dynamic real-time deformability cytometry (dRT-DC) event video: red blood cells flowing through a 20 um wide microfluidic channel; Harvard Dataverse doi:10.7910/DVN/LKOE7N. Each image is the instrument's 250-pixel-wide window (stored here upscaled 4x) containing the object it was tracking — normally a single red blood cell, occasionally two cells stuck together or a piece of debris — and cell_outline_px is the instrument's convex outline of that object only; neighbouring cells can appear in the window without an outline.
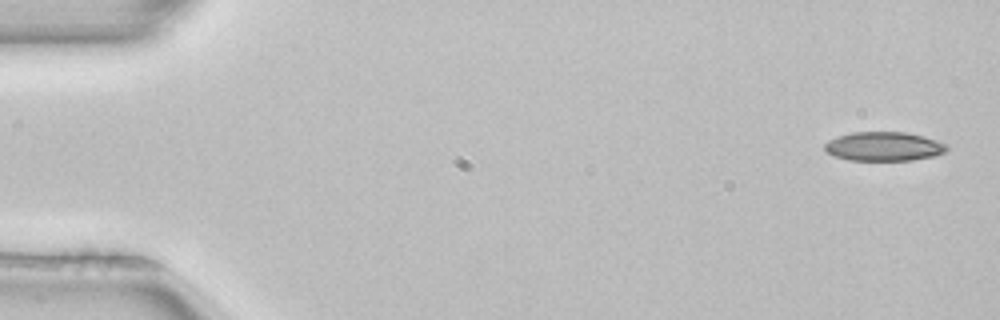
{"species": "common noctule bat (a hibernating species)", "species_latin": "Nyctalus noctula", "temperature_condition": "room temperature", "stored_images_in_passage": 4, "camera_frame_rate_fps": 3000, "um_per_image_px": 0.085, "animal": {"sex": "female", "body_mass_g": 22.7, "forearm_length_mm": 54.2}, "frame": {"image": 1, "passage_image": 1, "time_ms": 0.0, "image_size_px": [1000, 320], "cell_outline_px": [[948, 148], [944, 152], [932, 156], [912, 160], [848, 160], [836, 156], [828, 152], [824, 148], [824, 144], [828, 140], [852, 132], [904, 132], [924, 136], [948, 144]], "centroid_in_image_um": [75.14, 12.44], "position_along_channel_um": 9.9, "area_um2": 20.52}}
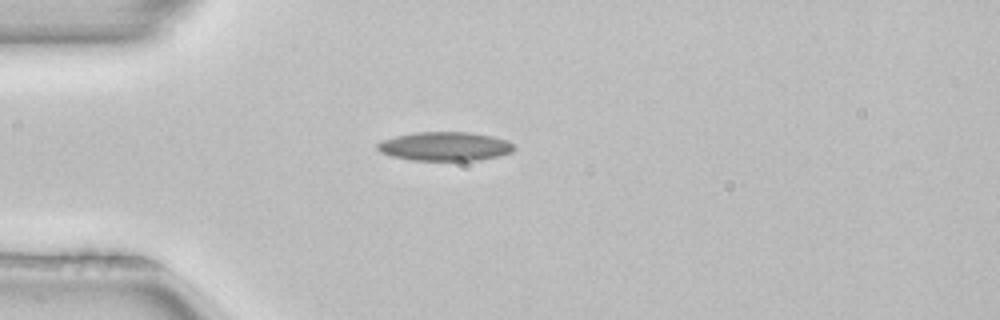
{"frame": {"image": 2, "passage_image": 4, "time_ms": 1.0, "image_size_px": [1000, 320], "cell_outline_px": [[516, 148], [512, 152], [500, 156], [476, 160], [412, 160], [392, 156], [380, 152], [376, 148], [376, 144], [384, 140], [396, 136], [416, 132], [468, 132], [492, 136], [508, 140], [516, 144]], "centroid_in_image_um": [37.87, 12.44], "position_along_channel_um": 47.1, "area_um2": 23.06}}